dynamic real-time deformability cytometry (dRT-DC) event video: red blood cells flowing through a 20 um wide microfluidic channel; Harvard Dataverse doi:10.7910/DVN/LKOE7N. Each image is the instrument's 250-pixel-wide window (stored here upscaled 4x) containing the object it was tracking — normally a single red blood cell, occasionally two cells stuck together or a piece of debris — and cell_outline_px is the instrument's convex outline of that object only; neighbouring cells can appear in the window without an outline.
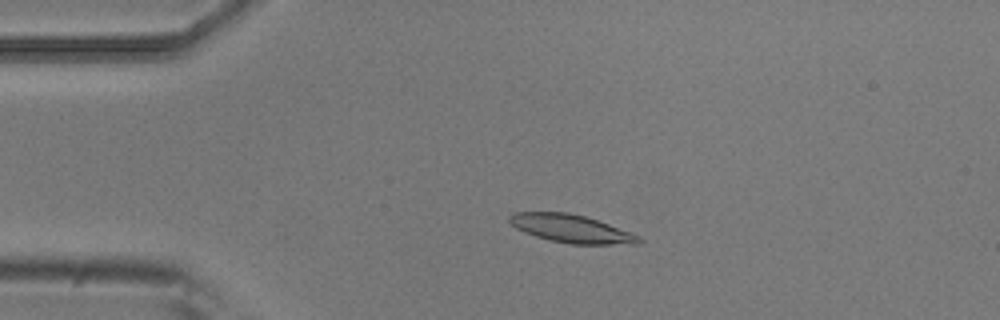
{"species": "common noctule bat (a hibernating species)", "species_latin": "Nyctalus noctula", "temperature_condition": "room temperature", "stored_images_in_passage": 5, "camera_frame_rate_fps": 3000, "um_per_image_px": 0.085, "animal": {"sex": "male", "body_mass_g": 20.5, "forearm_length_mm": 52.5}, "frame": {"image": 1, "passage_image": 4, "time_ms": 1.0, "image_size_px": [1000, 320], "cell_outline_px": [[644, 240], [640, 244], [572, 244], [552, 240], [536, 236], [524, 232], [516, 228], [508, 220], [508, 216], [512, 212], [568, 212], [584, 216], [608, 224], [640, 236]], "centroid_in_image_um": [48.55, 19.43], "position_along_channel_um": 36.4, "area_um2": 20.98}}